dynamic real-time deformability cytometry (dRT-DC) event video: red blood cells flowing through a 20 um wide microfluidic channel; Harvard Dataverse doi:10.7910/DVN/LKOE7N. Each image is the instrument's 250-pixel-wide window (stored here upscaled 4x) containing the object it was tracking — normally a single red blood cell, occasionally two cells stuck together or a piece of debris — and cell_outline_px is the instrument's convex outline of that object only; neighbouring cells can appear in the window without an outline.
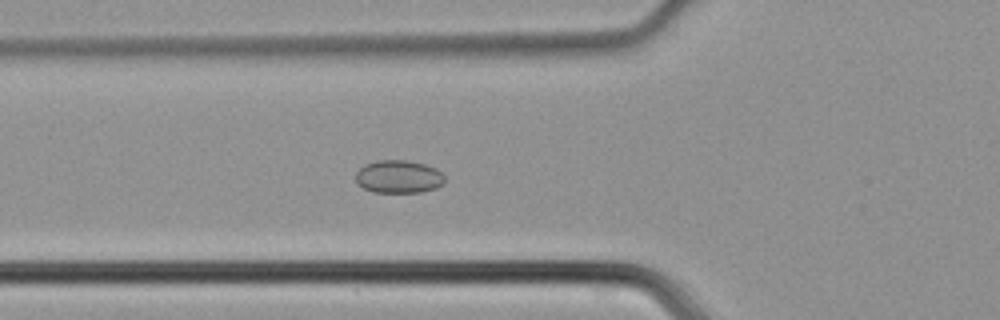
{"species": "common noctule bat (a hibernating species)", "species_latin": "Nyctalus noctula", "temperature_condition": "cold", "stored_images_in_passage": 47, "camera_frame_rate_fps": 3000, "um_per_image_px": 0.085, "animal": {"sex": "male", "body_mass_g": 21.5, "forearm_length_mm": 52.0}, "frame": {"image": 1, "passage_image": 17, "time_ms": 5.333, "image_size_px": [1000, 320], "cell_outline_px": [[444, 184], [436, 188], [420, 192], [372, 192], [356, 184], [356, 172], [364, 164], [376, 160], [404, 160], [424, 164], [436, 168], [444, 176]], "centroid_in_image_um": [33.86, 15.02], "position_along_channel_um": 91.9, "area_um2": 17.17}}
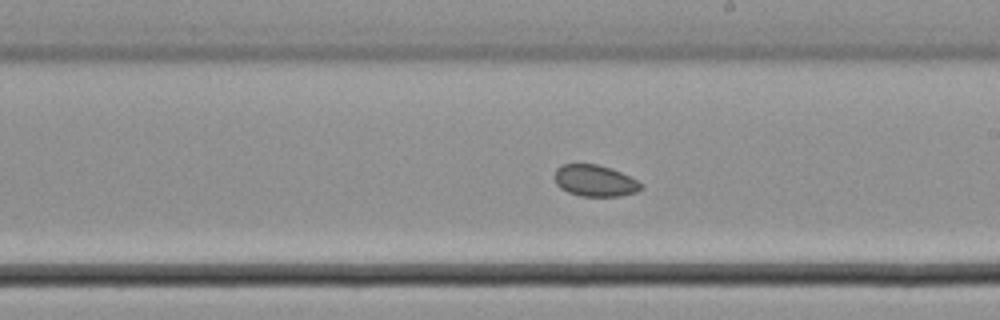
{"frame": {"image": 2, "passage_image": 27, "time_ms": 8.667, "image_size_px": [1000, 320], "cell_outline_px": [[644, 188], [636, 192], [620, 196], [580, 196], [568, 192], [560, 188], [556, 184], [556, 168], [560, 164], [596, 164], [620, 172], [636, 180]], "centroid_in_image_um": [50.54, 15.37], "position_along_channel_um": 238.5, "area_um2": 15.66}}
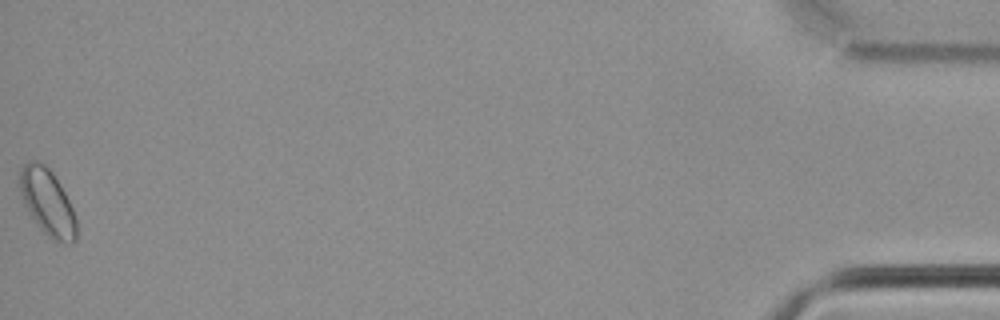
{"frame": {"image": 3, "passage_image": 47, "time_ms": 15.333, "image_size_px": [1000, 320], "cell_outline_px": [[76, 240], [72, 244], [64, 244], [52, 240], [40, 228], [24, 204], [20, 188], [20, 168], [28, 160], [36, 160], [44, 164], [52, 172], [60, 184], [72, 208], [76, 220]], "centroid_in_image_um": [4.04, 17.2], "position_along_channel_um": 431.2, "area_um2": 21.73}}